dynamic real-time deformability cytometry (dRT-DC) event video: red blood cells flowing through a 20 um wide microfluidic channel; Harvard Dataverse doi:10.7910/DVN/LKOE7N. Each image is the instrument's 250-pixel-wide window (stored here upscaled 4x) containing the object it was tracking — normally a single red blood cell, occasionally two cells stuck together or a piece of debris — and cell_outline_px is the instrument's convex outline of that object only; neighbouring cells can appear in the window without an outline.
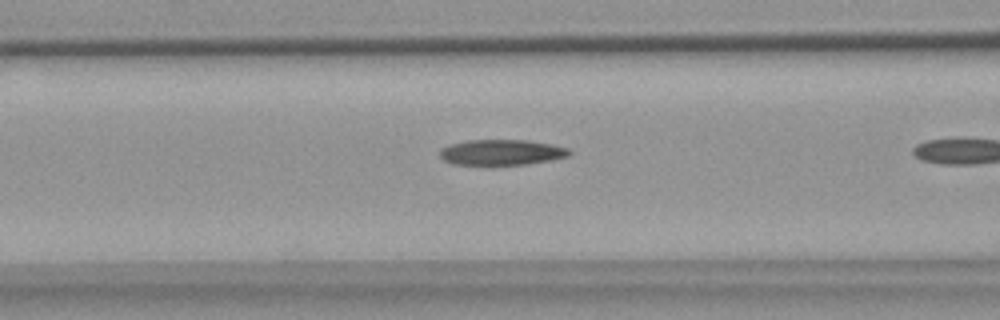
{"species": "common noctule bat (a hibernating species)", "species_latin": "Nyctalus noctula", "temperature_condition": "warm", "stored_images_in_passage": 8, "camera_frame_rate_fps": 3000, "um_per_image_px": 0.085, "animal": {"sex": "female", "body_mass_g": 18.4}, "frame": {"image": 1, "passage_image": 7, "time_ms": 2.0, "image_size_px": [1000, 320], "cell_outline_px": [[572, 152], [568, 156], [552, 160], [528, 164], [488, 168], [452, 164], [444, 160], [440, 156], [440, 148], [452, 144], [468, 140], [528, 140], [552, 144], [568, 148]], "centroid_in_image_um": [42.6, 13.0], "position_along_channel_um": 124.0, "area_um2": 20.29}}